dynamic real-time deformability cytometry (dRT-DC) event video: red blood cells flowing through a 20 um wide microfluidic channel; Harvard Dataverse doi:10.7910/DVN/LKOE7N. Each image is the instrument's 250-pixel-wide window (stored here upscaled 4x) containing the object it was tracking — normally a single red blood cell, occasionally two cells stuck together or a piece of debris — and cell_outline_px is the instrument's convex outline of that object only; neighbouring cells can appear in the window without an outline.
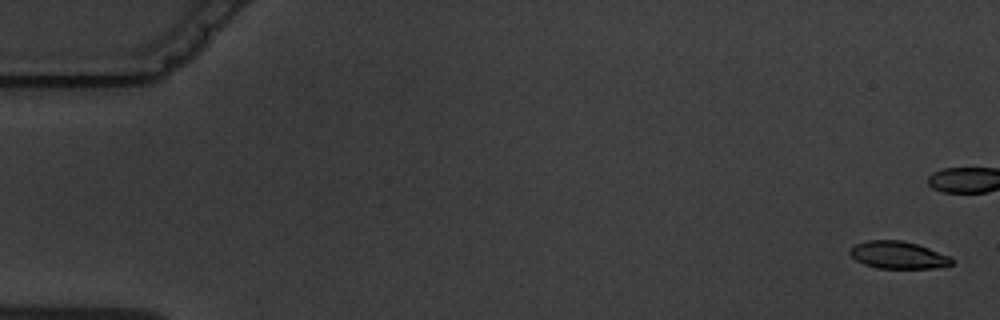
{"species": "common noctule bat (a hibernating species)", "species_latin": "Nyctalus noctula", "temperature_condition": "warm", "stored_images_in_passage": 6, "segment_of_instrument_passage": [1, 2], "camera_frame_rate_fps": 3000, "um_per_image_px": 0.085, "animal": {"sex": "male", "body_mass_g": 19.5, "forearm_length_mm": 54.6}, "frame": {"image": 1, "passage_image": 1, "time_ms": 0.0, "image_size_px": [1000, 320], "cell_outline_px": [[952, 264], [936, 268], [876, 268], [864, 264], [856, 260], [848, 252], [856, 244], [868, 240], [900, 240], [916, 244], [928, 248], [948, 256], [952, 260]], "centroid_in_image_um": [76.31, 21.68], "position_along_channel_um": 8.7, "area_um2": 15.95}}
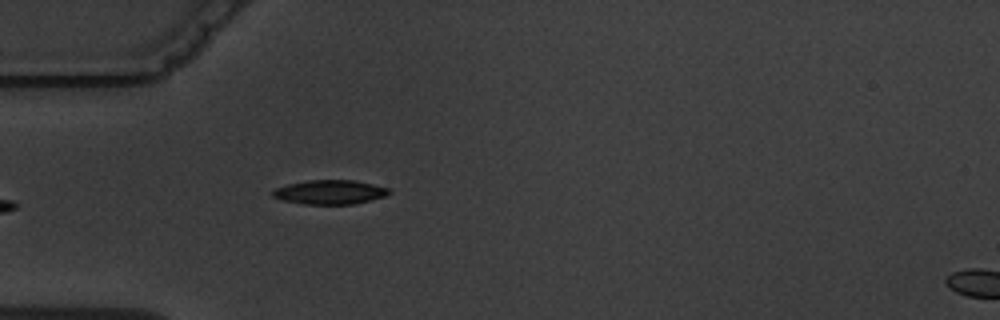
{"frame": {"image": 2, "passage_image": 5, "time_ms": 6.333, "image_size_px": [1000, 320], "cell_outline_px": [[392, 192], [384, 196], [352, 204], [304, 204], [284, 200], [272, 196], [272, 192], [276, 188], [288, 184], [308, 180], [352, 180], [372, 184], [388, 188]], "centroid_in_image_um": [28.03, 16.32], "position_along_channel_um": 57.0, "area_um2": 16.13}}